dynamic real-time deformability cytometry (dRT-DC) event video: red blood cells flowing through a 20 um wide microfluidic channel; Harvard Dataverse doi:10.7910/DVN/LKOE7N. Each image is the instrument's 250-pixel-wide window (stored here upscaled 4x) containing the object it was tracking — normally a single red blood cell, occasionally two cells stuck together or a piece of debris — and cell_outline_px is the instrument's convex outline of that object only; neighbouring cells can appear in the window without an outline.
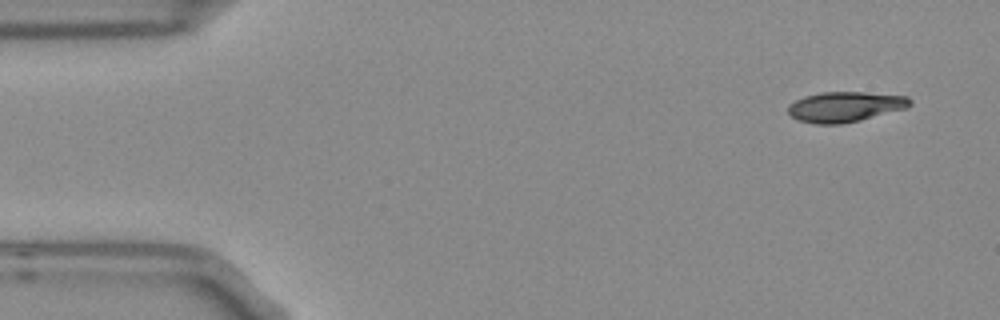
{"species": "Egyptian fruit bat (a non-hibernating species)", "species_latin": "Rousettus aegyptiacus", "temperature_condition": "room temperature", "stored_images_in_passage": 7, "camera_frame_rate_fps": 3000, "um_per_image_px": 0.085, "frame": {"image": 1, "passage_image": 1, "time_ms": 0.0, "image_size_px": [1000, 320], "cell_outline_px": [[912, 104], [904, 108], [860, 120], [840, 124], [816, 124], [796, 120], [788, 112], [788, 104], [804, 96], [824, 92], [864, 92], [908, 96], [912, 100]], "centroid_in_image_um": [71.81, 9.07], "position_along_channel_um": 13.2, "area_um2": 21.39}}
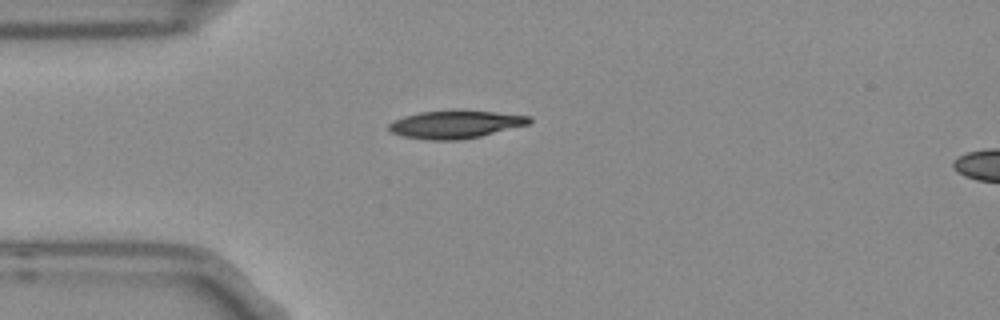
{"frame": {"image": 2, "passage_image": 3, "time_ms": 0.667, "image_size_px": [1000, 320], "cell_outline_px": [[532, 124], [480, 136], [460, 140], [428, 140], [404, 136], [392, 132], [388, 128], [388, 124], [392, 120], [404, 116], [420, 112], [492, 112], [532, 116]], "centroid_in_image_um": [38.73, 10.6], "position_along_channel_um": 46.3, "area_um2": 22.31}}